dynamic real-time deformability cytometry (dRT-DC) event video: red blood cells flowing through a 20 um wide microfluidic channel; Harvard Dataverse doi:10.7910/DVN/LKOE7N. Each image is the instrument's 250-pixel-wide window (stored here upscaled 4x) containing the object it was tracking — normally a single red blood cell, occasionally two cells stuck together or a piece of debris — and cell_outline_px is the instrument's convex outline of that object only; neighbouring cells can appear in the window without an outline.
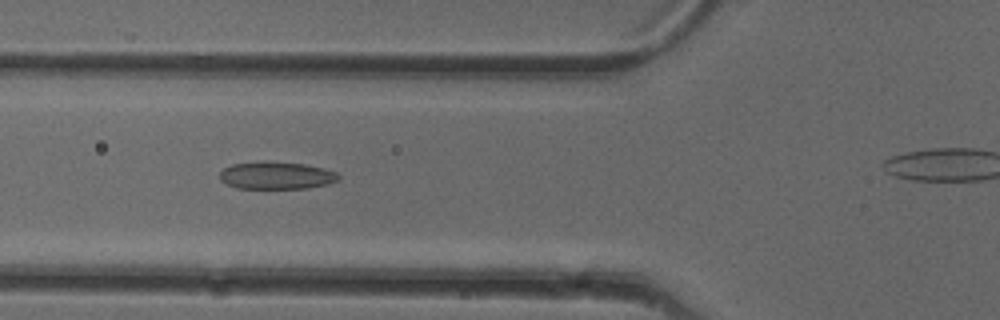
{"species": "common noctule bat (a hibernating species)", "species_latin": "Nyctalus noctula", "temperature_condition": "cold", "stored_images_in_passage": 42, "camera_frame_rate_fps": 3000, "um_per_image_px": 0.085, "animal": {"sex": "female"}, "frame": {"image": 1, "passage_image": 19, "time_ms": 6.0, "image_size_px": [1000, 320], "cell_outline_px": [[340, 180], [328, 184], [308, 188], [236, 188], [220, 180], [220, 172], [224, 168], [232, 164], [264, 160], [268, 160], [304, 164], [324, 168], [336, 172], [340, 176]], "centroid_in_image_um": [23.51, 14.9], "position_along_channel_um": 102.3, "area_um2": 19.25}}
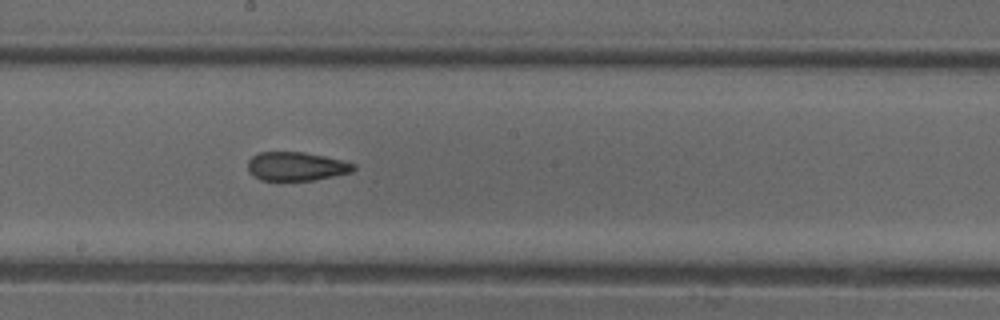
{"frame": {"image": 2, "passage_image": 28, "time_ms": 9.0, "image_size_px": [1000, 320], "cell_outline_px": [[356, 168], [352, 172], [312, 180], [260, 180], [252, 176], [248, 172], [248, 160], [252, 156], [260, 152], [304, 152], [324, 156], [356, 164]], "centroid_in_image_um": [25.15, 14.14], "position_along_channel_um": 223.0, "area_um2": 17.69}}
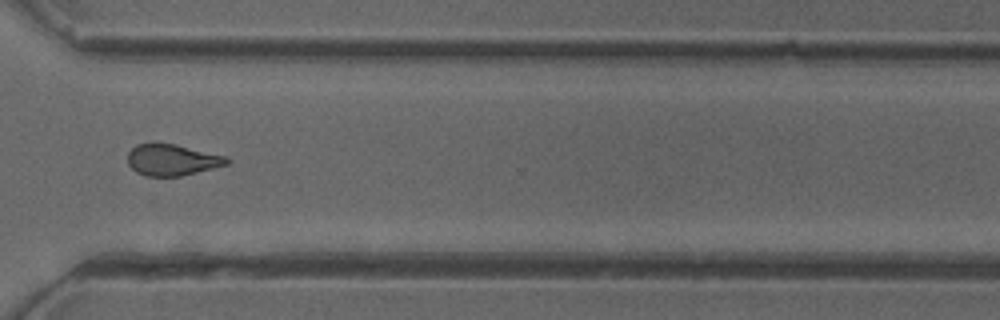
{"frame": {"image": 3, "passage_image": 38, "time_ms": 12.333, "image_size_px": [1000, 320], "cell_outline_px": [[232, 160], [228, 164], [180, 176], [144, 176], [136, 172], [128, 164], [128, 152], [136, 144], [152, 140], [176, 144], [224, 156]], "centroid_in_image_um": [14.56, 13.55], "position_along_channel_um": 356.0, "area_um2": 18.44}}